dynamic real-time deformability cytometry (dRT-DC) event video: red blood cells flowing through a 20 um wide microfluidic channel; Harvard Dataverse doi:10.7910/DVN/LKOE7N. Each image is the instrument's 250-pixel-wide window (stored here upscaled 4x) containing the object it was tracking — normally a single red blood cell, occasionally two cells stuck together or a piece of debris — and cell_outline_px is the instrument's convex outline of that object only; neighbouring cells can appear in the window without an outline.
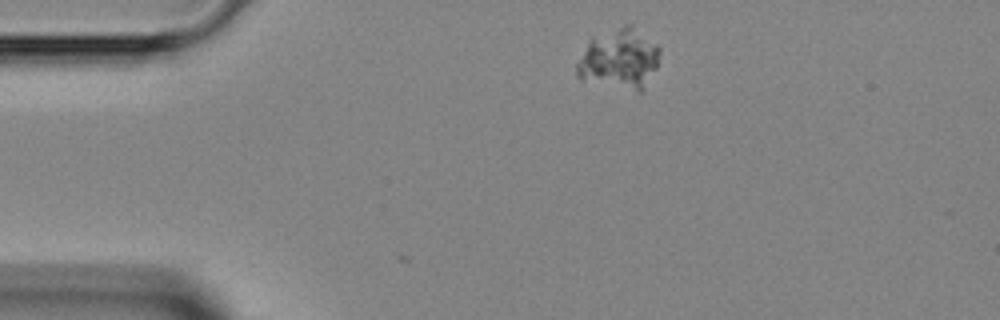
{"species": "Egyptian fruit bat (a non-hibernating species)", "species_latin": "Rousettus aegyptiacus", "temperature_condition": "room temperature", "stored_images_in_passage": 4, "camera_frame_rate_fps": 3000, "um_per_image_px": 0.085, "animal": {"sex": "female"}, "frame": {"image": 1, "passage_image": 2, "time_ms": 0.333, "image_size_px": [1000, 320], "cell_outline_px": [[660, 52], [656, 68], [640, 92], [636, 92], [580, 80], [576, 76], [576, 64], [588, 40], [592, 36], [624, 24], [632, 24], [656, 44], [660, 48]], "centroid_in_image_um": [52.6, 5.0], "position_along_channel_um": 32.4, "area_um2": 29.54}}